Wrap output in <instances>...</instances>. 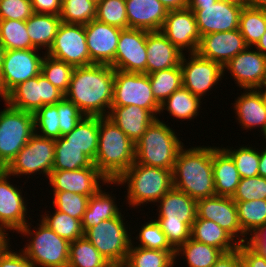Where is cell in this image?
<instances>
[{
	"label": "cell",
	"instance_id": "816d5d0a",
	"mask_svg": "<svg viewBox=\"0 0 266 267\" xmlns=\"http://www.w3.org/2000/svg\"><path fill=\"white\" fill-rule=\"evenodd\" d=\"M232 199L234 201L266 200V178L259 175L241 178Z\"/></svg>",
	"mask_w": 266,
	"mask_h": 267
},
{
	"label": "cell",
	"instance_id": "9a60e30c",
	"mask_svg": "<svg viewBox=\"0 0 266 267\" xmlns=\"http://www.w3.org/2000/svg\"><path fill=\"white\" fill-rule=\"evenodd\" d=\"M46 54L73 67L90 65L84 25L61 22Z\"/></svg>",
	"mask_w": 266,
	"mask_h": 267
},
{
	"label": "cell",
	"instance_id": "7a4b0ae2",
	"mask_svg": "<svg viewBox=\"0 0 266 267\" xmlns=\"http://www.w3.org/2000/svg\"><path fill=\"white\" fill-rule=\"evenodd\" d=\"M185 145L178 153L172 171L173 187L200 200L215 196L212 146Z\"/></svg>",
	"mask_w": 266,
	"mask_h": 267
},
{
	"label": "cell",
	"instance_id": "60d3db41",
	"mask_svg": "<svg viewBox=\"0 0 266 267\" xmlns=\"http://www.w3.org/2000/svg\"><path fill=\"white\" fill-rule=\"evenodd\" d=\"M108 265L110 262L85 237L69 244L68 267H107Z\"/></svg>",
	"mask_w": 266,
	"mask_h": 267
},
{
	"label": "cell",
	"instance_id": "ac0fdd59",
	"mask_svg": "<svg viewBox=\"0 0 266 267\" xmlns=\"http://www.w3.org/2000/svg\"><path fill=\"white\" fill-rule=\"evenodd\" d=\"M147 31L143 29H122L117 45L114 70L147 74Z\"/></svg>",
	"mask_w": 266,
	"mask_h": 267
},
{
	"label": "cell",
	"instance_id": "d590c367",
	"mask_svg": "<svg viewBox=\"0 0 266 267\" xmlns=\"http://www.w3.org/2000/svg\"><path fill=\"white\" fill-rule=\"evenodd\" d=\"M85 167H96L93 160L80 148L68 144L62 136L55 139V156L52 170H76Z\"/></svg>",
	"mask_w": 266,
	"mask_h": 267
},
{
	"label": "cell",
	"instance_id": "4316f807",
	"mask_svg": "<svg viewBox=\"0 0 266 267\" xmlns=\"http://www.w3.org/2000/svg\"><path fill=\"white\" fill-rule=\"evenodd\" d=\"M147 74L177 67L183 54L160 31H147Z\"/></svg>",
	"mask_w": 266,
	"mask_h": 267
},
{
	"label": "cell",
	"instance_id": "7dc6e473",
	"mask_svg": "<svg viewBox=\"0 0 266 267\" xmlns=\"http://www.w3.org/2000/svg\"><path fill=\"white\" fill-rule=\"evenodd\" d=\"M96 18V3L91 0H62L61 22L88 24Z\"/></svg>",
	"mask_w": 266,
	"mask_h": 267
},
{
	"label": "cell",
	"instance_id": "7bdbcfd3",
	"mask_svg": "<svg viewBox=\"0 0 266 267\" xmlns=\"http://www.w3.org/2000/svg\"><path fill=\"white\" fill-rule=\"evenodd\" d=\"M235 203L238 221L246 237L266 223V200L235 201Z\"/></svg>",
	"mask_w": 266,
	"mask_h": 267
},
{
	"label": "cell",
	"instance_id": "db71d44e",
	"mask_svg": "<svg viewBox=\"0 0 266 267\" xmlns=\"http://www.w3.org/2000/svg\"><path fill=\"white\" fill-rule=\"evenodd\" d=\"M33 13L30 0H0V20L27 21Z\"/></svg>",
	"mask_w": 266,
	"mask_h": 267
},
{
	"label": "cell",
	"instance_id": "b9f144b4",
	"mask_svg": "<svg viewBox=\"0 0 266 267\" xmlns=\"http://www.w3.org/2000/svg\"><path fill=\"white\" fill-rule=\"evenodd\" d=\"M220 146L233 160L241 178L259 175L260 150L249 143L238 146ZM237 148V149H236Z\"/></svg>",
	"mask_w": 266,
	"mask_h": 267
},
{
	"label": "cell",
	"instance_id": "681fc988",
	"mask_svg": "<svg viewBox=\"0 0 266 267\" xmlns=\"http://www.w3.org/2000/svg\"><path fill=\"white\" fill-rule=\"evenodd\" d=\"M52 207L56 210L69 214L73 218L82 221L84 213L88 206L89 196L69 192V191H51Z\"/></svg>",
	"mask_w": 266,
	"mask_h": 267
},
{
	"label": "cell",
	"instance_id": "6f0895ef",
	"mask_svg": "<svg viewBox=\"0 0 266 267\" xmlns=\"http://www.w3.org/2000/svg\"><path fill=\"white\" fill-rule=\"evenodd\" d=\"M246 244L266 258V223L262 224L247 237Z\"/></svg>",
	"mask_w": 266,
	"mask_h": 267
},
{
	"label": "cell",
	"instance_id": "003e7915",
	"mask_svg": "<svg viewBox=\"0 0 266 267\" xmlns=\"http://www.w3.org/2000/svg\"><path fill=\"white\" fill-rule=\"evenodd\" d=\"M11 238L8 237L4 232L0 231V251L5 247V245L11 241Z\"/></svg>",
	"mask_w": 266,
	"mask_h": 267
},
{
	"label": "cell",
	"instance_id": "34e18365",
	"mask_svg": "<svg viewBox=\"0 0 266 267\" xmlns=\"http://www.w3.org/2000/svg\"><path fill=\"white\" fill-rule=\"evenodd\" d=\"M107 267H125L124 264H110Z\"/></svg>",
	"mask_w": 266,
	"mask_h": 267
},
{
	"label": "cell",
	"instance_id": "c3c4849f",
	"mask_svg": "<svg viewBox=\"0 0 266 267\" xmlns=\"http://www.w3.org/2000/svg\"><path fill=\"white\" fill-rule=\"evenodd\" d=\"M35 134L51 139L60 137L58 103L44 105L33 113Z\"/></svg>",
	"mask_w": 266,
	"mask_h": 267
},
{
	"label": "cell",
	"instance_id": "f5cc1de1",
	"mask_svg": "<svg viewBox=\"0 0 266 267\" xmlns=\"http://www.w3.org/2000/svg\"><path fill=\"white\" fill-rule=\"evenodd\" d=\"M60 137L70 133L85 116L80 109L65 97L58 102Z\"/></svg>",
	"mask_w": 266,
	"mask_h": 267
},
{
	"label": "cell",
	"instance_id": "f907efd6",
	"mask_svg": "<svg viewBox=\"0 0 266 267\" xmlns=\"http://www.w3.org/2000/svg\"><path fill=\"white\" fill-rule=\"evenodd\" d=\"M96 20L121 29L128 28L125 0H101L96 4Z\"/></svg>",
	"mask_w": 266,
	"mask_h": 267
},
{
	"label": "cell",
	"instance_id": "6125c7cd",
	"mask_svg": "<svg viewBox=\"0 0 266 267\" xmlns=\"http://www.w3.org/2000/svg\"><path fill=\"white\" fill-rule=\"evenodd\" d=\"M260 149V159H259V176L266 178V147L262 146Z\"/></svg>",
	"mask_w": 266,
	"mask_h": 267
},
{
	"label": "cell",
	"instance_id": "d6986e66",
	"mask_svg": "<svg viewBox=\"0 0 266 267\" xmlns=\"http://www.w3.org/2000/svg\"><path fill=\"white\" fill-rule=\"evenodd\" d=\"M187 8L193 11L201 36L238 29L243 9L241 6L221 0L215 4L188 5Z\"/></svg>",
	"mask_w": 266,
	"mask_h": 267
},
{
	"label": "cell",
	"instance_id": "4fadbf2b",
	"mask_svg": "<svg viewBox=\"0 0 266 267\" xmlns=\"http://www.w3.org/2000/svg\"><path fill=\"white\" fill-rule=\"evenodd\" d=\"M188 57V58H187ZM180 67L182 69L183 87L205 101V96L223 81V67L197 53L183 54ZM220 83V84H219Z\"/></svg>",
	"mask_w": 266,
	"mask_h": 267
},
{
	"label": "cell",
	"instance_id": "ab89813d",
	"mask_svg": "<svg viewBox=\"0 0 266 267\" xmlns=\"http://www.w3.org/2000/svg\"><path fill=\"white\" fill-rule=\"evenodd\" d=\"M148 76L153 96L159 104L163 103L173 92L183 86L180 65L153 72Z\"/></svg>",
	"mask_w": 266,
	"mask_h": 267
},
{
	"label": "cell",
	"instance_id": "e575fe53",
	"mask_svg": "<svg viewBox=\"0 0 266 267\" xmlns=\"http://www.w3.org/2000/svg\"><path fill=\"white\" fill-rule=\"evenodd\" d=\"M222 253L220 249L198 242L190 237L175 250V265L178 263L177 260L183 258L186 267H212Z\"/></svg>",
	"mask_w": 266,
	"mask_h": 267
},
{
	"label": "cell",
	"instance_id": "03108f58",
	"mask_svg": "<svg viewBox=\"0 0 266 267\" xmlns=\"http://www.w3.org/2000/svg\"><path fill=\"white\" fill-rule=\"evenodd\" d=\"M219 0H189L188 5H208L215 4Z\"/></svg>",
	"mask_w": 266,
	"mask_h": 267
},
{
	"label": "cell",
	"instance_id": "8992f818",
	"mask_svg": "<svg viewBox=\"0 0 266 267\" xmlns=\"http://www.w3.org/2000/svg\"><path fill=\"white\" fill-rule=\"evenodd\" d=\"M160 118H156L135 143V162L173 171L177 155L185 144L172 124L170 127Z\"/></svg>",
	"mask_w": 266,
	"mask_h": 267
},
{
	"label": "cell",
	"instance_id": "11e5206c",
	"mask_svg": "<svg viewBox=\"0 0 266 267\" xmlns=\"http://www.w3.org/2000/svg\"><path fill=\"white\" fill-rule=\"evenodd\" d=\"M91 1H93L94 3H99L101 0H91Z\"/></svg>",
	"mask_w": 266,
	"mask_h": 267
},
{
	"label": "cell",
	"instance_id": "7c38bea8",
	"mask_svg": "<svg viewBox=\"0 0 266 267\" xmlns=\"http://www.w3.org/2000/svg\"><path fill=\"white\" fill-rule=\"evenodd\" d=\"M12 177L4 169H0V231L8 237H11L10 232L18 233L32 220L27 205L30 202L23 195V188L10 182Z\"/></svg>",
	"mask_w": 266,
	"mask_h": 267
},
{
	"label": "cell",
	"instance_id": "9f6ffc18",
	"mask_svg": "<svg viewBox=\"0 0 266 267\" xmlns=\"http://www.w3.org/2000/svg\"><path fill=\"white\" fill-rule=\"evenodd\" d=\"M242 256L243 267H266V258L252 249L246 243L238 245Z\"/></svg>",
	"mask_w": 266,
	"mask_h": 267
},
{
	"label": "cell",
	"instance_id": "836d02e7",
	"mask_svg": "<svg viewBox=\"0 0 266 267\" xmlns=\"http://www.w3.org/2000/svg\"><path fill=\"white\" fill-rule=\"evenodd\" d=\"M63 137L68 144L80 148L94 161L98 149L99 117L84 116L76 127Z\"/></svg>",
	"mask_w": 266,
	"mask_h": 267
},
{
	"label": "cell",
	"instance_id": "484cf974",
	"mask_svg": "<svg viewBox=\"0 0 266 267\" xmlns=\"http://www.w3.org/2000/svg\"><path fill=\"white\" fill-rule=\"evenodd\" d=\"M128 28L160 31L168 10L159 0H125Z\"/></svg>",
	"mask_w": 266,
	"mask_h": 267
},
{
	"label": "cell",
	"instance_id": "d6a6232c",
	"mask_svg": "<svg viewBox=\"0 0 266 267\" xmlns=\"http://www.w3.org/2000/svg\"><path fill=\"white\" fill-rule=\"evenodd\" d=\"M191 238L220 249L223 253L238 248L239 243L212 220L196 218L191 227Z\"/></svg>",
	"mask_w": 266,
	"mask_h": 267
},
{
	"label": "cell",
	"instance_id": "5b68a950",
	"mask_svg": "<svg viewBox=\"0 0 266 267\" xmlns=\"http://www.w3.org/2000/svg\"><path fill=\"white\" fill-rule=\"evenodd\" d=\"M155 206L158 209L153 218L176 250L191 237V227L197 217V201L172 187Z\"/></svg>",
	"mask_w": 266,
	"mask_h": 267
},
{
	"label": "cell",
	"instance_id": "1f68e13d",
	"mask_svg": "<svg viewBox=\"0 0 266 267\" xmlns=\"http://www.w3.org/2000/svg\"><path fill=\"white\" fill-rule=\"evenodd\" d=\"M32 46L47 53L61 24L60 16L54 14L33 13L25 21Z\"/></svg>",
	"mask_w": 266,
	"mask_h": 267
},
{
	"label": "cell",
	"instance_id": "603a6c76",
	"mask_svg": "<svg viewBox=\"0 0 266 267\" xmlns=\"http://www.w3.org/2000/svg\"><path fill=\"white\" fill-rule=\"evenodd\" d=\"M91 64L112 65L115 61L121 28L93 19L84 25Z\"/></svg>",
	"mask_w": 266,
	"mask_h": 267
},
{
	"label": "cell",
	"instance_id": "ee69618b",
	"mask_svg": "<svg viewBox=\"0 0 266 267\" xmlns=\"http://www.w3.org/2000/svg\"><path fill=\"white\" fill-rule=\"evenodd\" d=\"M0 43L6 50L35 49L25 21L0 20Z\"/></svg>",
	"mask_w": 266,
	"mask_h": 267
},
{
	"label": "cell",
	"instance_id": "4dcf8cb0",
	"mask_svg": "<svg viewBox=\"0 0 266 267\" xmlns=\"http://www.w3.org/2000/svg\"><path fill=\"white\" fill-rule=\"evenodd\" d=\"M203 101L192 94L185 87H181L180 89L173 92L163 103L160 104L159 116H163V114L167 111L169 116L176 119V121H192L197 116L201 115L203 110L202 103ZM202 108V109H201ZM162 113V114H161ZM178 119V120H177Z\"/></svg>",
	"mask_w": 266,
	"mask_h": 267
},
{
	"label": "cell",
	"instance_id": "8fae6325",
	"mask_svg": "<svg viewBox=\"0 0 266 267\" xmlns=\"http://www.w3.org/2000/svg\"><path fill=\"white\" fill-rule=\"evenodd\" d=\"M128 105L142 107L159 117L160 104L153 96L148 74L115 70L111 106Z\"/></svg>",
	"mask_w": 266,
	"mask_h": 267
},
{
	"label": "cell",
	"instance_id": "52a82bcc",
	"mask_svg": "<svg viewBox=\"0 0 266 267\" xmlns=\"http://www.w3.org/2000/svg\"><path fill=\"white\" fill-rule=\"evenodd\" d=\"M37 220V227L32 225V220L17 233L28 239L21 250L37 267H68L70 242Z\"/></svg>",
	"mask_w": 266,
	"mask_h": 267
},
{
	"label": "cell",
	"instance_id": "6da1fadb",
	"mask_svg": "<svg viewBox=\"0 0 266 267\" xmlns=\"http://www.w3.org/2000/svg\"><path fill=\"white\" fill-rule=\"evenodd\" d=\"M115 70L107 64L75 67L65 98L85 116H107L112 102Z\"/></svg>",
	"mask_w": 266,
	"mask_h": 267
},
{
	"label": "cell",
	"instance_id": "8d00e7d4",
	"mask_svg": "<svg viewBox=\"0 0 266 267\" xmlns=\"http://www.w3.org/2000/svg\"><path fill=\"white\" fill-rule=\"evenodd\" d=\"M125 267H174L175 250H154L131 243L124 262Z\"/></svg>",
	"mask_w": 266,
	"mask_h": 267
},
{
	"label": "cell",
	"instance_id": "8c879c8a",
	"mask_svg": "<svg viewBox=\"0 0 266 267\" xmlns=\"http://www.w3.org/2000/svg\"><path fill=\"white\" fill-rule=\"evenodd\" d=\"M6 49L4 48V46L0 43V70L2 67V62L4 60V54H5Z\"/></svg>",
	"mask_w": 266,
	"mask_h": 267
},
{
	"label": "cell",
	"instance_id": "d4e9b609",
	"mask_svg": "<svg viewBox=\"0 0 266 267\" xmlns=\"http://www.w3.org/2000/svg\"><path fill=\"white\" fill-rule=\"evenodd\" d=\"M235 115V121L243 130L251 132L258 129L261 133L266 127V108L257 89H243L239 96L231 103Z\"/></svg>",
	"mask_w": 266,
	"mask_h": 267
},
{
	"label": "cell",
	"instance_id": "91938a15",
	"mask_svg": "<svg viewBox=\"0 0 266 267\" xmlns=\"http://www.w3.org/2000/svg\"><path fill=\"white\" fill-rule=\"evenodd\" d=\"M212 267H243L239 248L222 253Z\"/></svg>",
	"mask_w": 266,
	"mask_h": 267
},
{
	"label": "cell",
	"instance_id": "11a10c76",
	"mask_svg": "<svg viewBox=\"0 0 266 267\" xmlns=\"http://www.w3.org/2000/svg\"><path fill=\"white\" fill-rule=\"evenodd\" d=\"M10 243L0 251V267H37L21 249L12 250Z\"/></svg>",
	"mask_w": 266,
	"mask_h": 267
},
{
	"label": "cell",
	"instance_id": "680465c9",
	"mask_svg": "<svg viewBox=\"0 0 266 267\" xmlns=\"http://www.w3.org/2000/svg\"><path fill=\"white\" fill-rule=\"evenodd\" d=\"M34 13L54 14L60 16L62 0H30Z\"/></svg>",
	"mask_w": 266,
	"mask_h": 267
},
{
	"label": "cell",
	"instance_id": "74e56055",
	"mask_svg": "<svg viewBox=\"0 0 266 267\" xmlns=\"http://www.w3.org/2000/svg\"><path fill=\"white\" fill-rule=\"evenodd\" d=\"M52 209L54 210L53 212L45 210L44 214L43 210H41L42 214H39V219L50 229H52L58 236L70 243L84 237L81 220L73 218L69 214L60 212L55 208Z\"/></svg>",
	"mask_w": 266,
	"mask_h": 267
},
{
	"label": "cell",
	"instance_id": "5bb4252c",
	"mask_svg": "<svg viewBox=\"0 0 266 267\" xmlns=\"http://www.w3.org/2000/svg\"><path fill=\"white\" fill-rule=\"evenodd\" d=\"M65 95L41 73L18 84L8 93L7 104L14 109L34 113L44 105L56 104Z\"/></svg>",
	"mask_w": 266,
	"mask_h": 267
},
{
	"label": "cell",
	"instance_id": "a7ac6f4b",
	"mask_svg": "<svg viewBox=\"0 0 266 267\" xmlns=\"http://www.w3.org/2000/svg\"><path fill=\"white\" fill-rule=\"evenodd\" d=\"M0 99L3 100V102H4L3 105L7 104L8 94L4 90V87L2 85L1 76H0Z\"/></svg>",
	"mask_w": 266,
	"mask_h": 267
},
{
	"label": "cell",
	"instance_id": "9c48e42d",
	"mask_svg": "<svg viewBox=\"0 0 266 267\" xmlns=\"http://www.w3.org/2000/svg\"><path fill=\"white\" fill-rule=\"evenodd\" d=\"M0 111V169H5L35 134L33 113L3 106Z\"/></svg>",
	"mask_w": 266,
	"mask_h": 267
},
{
	"label": "cell",
	"instance_id": "e0dca14e",
	"mask_svg": "<svg viewBox=\"0 0 266 267\" xmlns=\"http://www.w3.org/2000/svg\"><path fill=\"white\" fill-rule=\"evenodd\" d=\"M228 73L240 88L238 91L258 89L266 81V56L253 47H247L224 65L223 78L227 79Z\"/></svg>",
	"mask_w": 266,
	"mask_h": 267
},
{
	"label": "cell",
	"instance_id": "bcb514c9",
	"mask_svg": "<svg viewBox=\"0 0 266 267\" xmlns=\"http://www.w3.org/2000/svg\"><path fill=\"white\" fill-rule=\"evenodd\" d=\"M74 69L75 67L72 65L45 54L41 65V74L65 95L69 89Z\"/></svg>",
	"mask_w": 266,
	"mask_h": 267
},
{
	"label": "cell",
	"instance_id": "f546056e",
	"mask_svg": "<svg viewBox=\"0 0 266 267\" xmlns=\"http://www.w3.org/2000/svg\"><path fill=\"white\" fill-rule=\"evenodd\" d=\"M113 192L114 190L106 192V187L102 186L95 194L90 196L87 209L81 221L83 232L103 220L115 218L121 213H124L122 208H120L123 205L118 203Z\"/></svg>",
	"mask_w": 266,
	"mask_h": 267
},
{
	"label": "cell",
	"instance_id": "ffe728a7",
	"mask_svg": "<svg viewBox=\"0 0 266 267\" xmlns=\"http://www.w3.org/2000/svg\"><path fill=\"white\" fill-rule=\"evenodd\" d=\"M160 32L182 53L197 52L201 35L189 8L168 11Z\"/></svg>",
	"mask_w": 266,
	"mask_h": 267
},
{
	"label": "cell",
	"instance_id": "277c9868",
	"mask_svg": "<svg viewBox=\"0 0 266 267\" xmlns=\"http://www.w3.org/2000/svg\"><path fill=\"white\" fill-rule=\"evenodd\" d=\"M94 165L108 181H116L135 162V143L107 116L99 117Z\"/></svg>",
	"mask_w": 266,
	"mask_h": 267
},
{
	"label": "cell",
	"instance_id": "30bf717a",
	"mask_svg": "<svg viewBox=\"0 0 266 267\" xmlns=\"http://www.w3.org/2000/svg\"><path fill=\"white\" fill-rule=\"evenodd\" d=\"M54 156L55 139L34 134L4 170L15 178L21 179L25 175L27 180L42 174L47 181L54 165Z\"/></svg>",
	"mask_w": 266,
	"mask_h": 267
},
{
	"label": "cell",
	"instance_id": "89a4df30",
	"mask_svg": "<svg viewBox=\"0 0 266 267\" xmlns=\"http://www.w3.org/2000/svg\"><path fill=\"white\" fill-rule=\"evenodd\" d=\"M221 1L232 3L241 7L247 6V0H221Z\"/></svg>",
	"mask_w": 266,
	"mask_h": 267
},
{
	"label": "cell",
	"instance_id": "cb8c5ba5",
	"mask_svg": "<svg viewBox=\"0 0 266 267\" xmlns=\"http://www.w3.org/2000/svg\"><path fill=\"white\" fill-rule=\"evenodd\" d=\"M248 46L239 29L201 36L197 54L222 67Z\"/></svg>",
	"mask_w": 266,
	"mask_h": 267
},
{
	"label": "cell",
	"instance_id": "be15d7a7",
	"mask_svg": "<svg viewBox=\"0 0 266 267\" xmlns=\"http://www.w3.org/2000/svg\"><path fill=\"white\" fill-rule=\"evenodd\" d=\"M253 48L257 49L263 56H266V32Z\"/></svg>",
	"mask_w": 266,
	"mask_h": 267
},
{
	"label": "cell",
	"instance_id": "f1b7e54d",
	"mask_svg": "<svg viewBox=\"0 0 266 267\" xmlns=\"http://www.w3.org/2000/svg\"><path fill=\"white\" fill-rule=\"evenodd\" d=\"M212 166L216 195L233 197L241 177L232 158L215 145L212 146Z\"/></svg>",
	"mask_w": 266,
	"mask_h": 267
},
{
	"label": "cell",
	"instance_id": "f6af8a7d",
	"mask_svg": "<svg viewBox=\"0 0 266 267\" xmlns=\"http://www.w3.org/2000/svg\"><path fill=\"white\" fill-rule=\"evenodd\" d=\"M148 219H150L148 222L144 221L141 226L139 224L140 228L134 230L137 234L135 237L132 236V244L145 249L175 250L168 242L166 235L161 230L157 221L152 217Z\"/></svg>",
	"mask_w": 266,
	"mask_h": 267
},
{
	"label": "cell",
	"instance_id": "94428289",
	"mask_svg": "<svg viewBox=\"0 0 266 267\" xmlns=\"http://www.w3.org/2000/svg\"><path fill=\"white\" fill-rule=\"evenodd\" d=\"M165 8L170 10L185 9L188 6L189 0H159Z\"/></svg>",
	"mask_w": 266,
	"mask_h": 267
},
{
	"label": "cell",
	"instance_id": "ba28073f",
	"mask_svg": "<svg viewBox=\"0 0 266 267\" xmlns=\"http://www.w3.org/2000/svg\"><path fill=\"white\" fill-rule=\"evenodd\" d=\"M124 215L125 212L115 218L103 220L84 232V237L110 264H124L132 243V235L136 233L131 231L135 227L130 226Z\"/></svg>",
	"mask_w": 266,
	"mask_h": 267
},
{
	"label": "cell",
	"instance_id": "83f0119b",
	"mask_svg": "<svg viewBox=\"0 0 266 267\" xmlns=\"http://www.w3.org/2000/svg\"><path fill=\"white\" fill-rule=\"evenodd\" d=\"M107 117L136 143L157 118L151 111L135 105L111 106Z\"/></svg>",
	"mask_w": 266,
	"mask_h": 267
},
{
	"label": "cell",
	"instance_id": "f35d334b",
	"mask_svg": "<svg viewBox=\"0 0 266 267\" xmlns=\"http://www.w3.org/2000/svg\"><path fill=\"white\" fill-rule=\"evenodd\" d=\"M239 31L248 47H254L266 32V9L243 7L239 18Z\"/></svg>",
	"mask_w": 266,
	"mask_h": 267
},
{
	"label": "cell",
	"instance_id": "3957f363",
	"mask_svg": "<svg viewBox=\"0 0 266 267\" xmlns=\"http://www.w3.org/2000/svg\"><path fill=\"white\" fill-rule=\"evenodd\" d=\"M111 185L125 187L127 192L124 191L122 204L125 202L126 207L140 212L147 204L155 205L173 187L172 170L134 162L120 178L111 181Z\"/></svg>",
	"mask_w": 266,
	"mask_h": 267
},
{
	"label": "cell",
	"instance_id": "44dd1931",
	"mask_svg": "<svg viewBox=\"0 0 266 267\" xmlns=\"http://www.w3.org/2000/svg\"><path fill=\"white\" fill-rule=\"evenodd\" d=\"M50 191H69L84 196H92L102 186H111L97 169L85 167L76 170H52L48 178ZM101 184V185H100Z\"/></svg>",
	"mask_w": 266,
	"mask_h": 267
},
{
	"label": "cell",
	"instance_id": "e7e4bbea",
	"mask_svg": "<svg viewBox=\"0 0 266 267\" xmlns=\"http://www.w3.org/2000/svg\"><path fill=\"white\" fill-rule=\"evenodd\" d=\"M247 6L266 9V0H247Z\"/></svg>",
	"mask_w": 266,
	"mask_h": 267
},
{
	"label": "cell",
	"instance_id": "7402d4cb",
	"mask_svg": "<svg viewBox=\"0 0 266 267\" xmlns=\"http://www.w3.org/2000/svg\"><path fill=\"white\" fill-rule=\"evenodd\" d=\"M212 220L227 231L239 244L246 243L237 214V206L232 197L212 196L197 200V217Z\"/></svg>",
	"mask_w": 266,
	"mask_h": 267
},
{
	"label": "cell",
	"instance_id": "2e32d148",
	"mask_svg": "<svg viewBox=\"0 0 266 267\" xmlns=\"http://www.w3.org/2000/svg\"><path fill=\"white\" fill-rule=\"evenodd\" d=\"M38 53V49L5 51L0 76L7 94L18 84L41 73V65L46 53L43 51Z\"/></svg>",
	"mask_w": 266,
	"mask_h": 267
},
{
	"label": "cell",
	"instance_id": "2644e50d",
	"mask_svg": "<svg viewBox=\"0 0 266 267\" xmlns=\"http://www.w3.org/2000/svg\"><path fill=\"white\" fill-rule=\"evenodd\" d=\"M257 90L260 92L265 108H266V85L261 86Z\"/></svg>",
	"mask_w": 266,
	"mask_h": 267
},
{
	"label": "cell",
	"instance_id": "753ad0ef",
	"mask_svg": "<svg viewBox=\"0 0 266 267\" xmlns=\"http://www.w3.org/2000/svg\"><path fill=\"white\" fill-rule=\"evenodd\" d=\"M262 135H263V136H262ZM260 136H262V138H263V142H261L262 145L265 144V145H263L262 147H266V127H265L264 130L261 132V134H259V137H260ZM264 139H265V141H264Z\"/></svg>",
	"mask_w": 266,
	"mask_h": 267
}]
</instances>
